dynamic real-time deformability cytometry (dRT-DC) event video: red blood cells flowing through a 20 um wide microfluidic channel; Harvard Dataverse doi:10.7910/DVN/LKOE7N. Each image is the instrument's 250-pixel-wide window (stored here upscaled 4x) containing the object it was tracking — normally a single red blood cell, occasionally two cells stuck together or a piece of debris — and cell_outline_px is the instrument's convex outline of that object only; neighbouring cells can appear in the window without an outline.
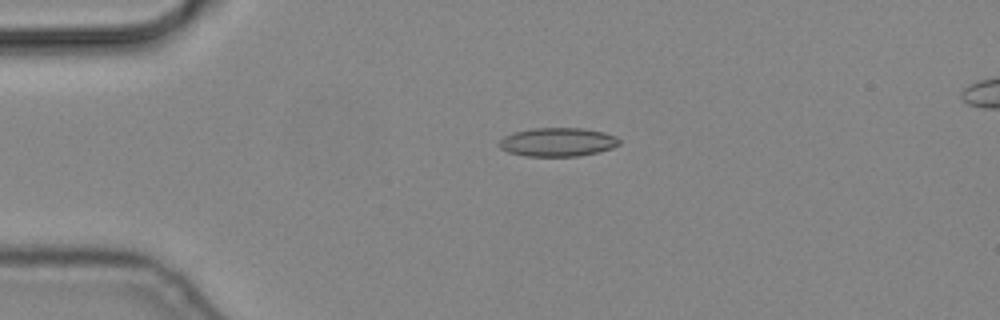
{"species": "common noctule bat (a hibernating species)", "species_latin": "Nyctalus noctula", "temperature_condition": "cold", "stored_images_in_passage": 3, "camera_frame_rate_fps": 3000, "um_per_image_px": 0.085, "animal": {"sex": "male", "body_mass_g": 19.2, "forearm_length_mm": 51.8}, "frame": {"image": 1, "passage_image": 1, "time_ms": 0.0, "image_size_px": [1000, 320], "cell_outline_px": [[620, 144], [612, 148], [580, 156], [524, 156], [508, 152], [500, 148], [496, 144], [504, 136], [512, 132], [532, 128], [584, 128], [604, 132], [616, 136], [620, 140]], "centroid_in_image_um": [47.37, 12.07], "position_along_channel_um": 37.6, "area_um2": 20.29}}